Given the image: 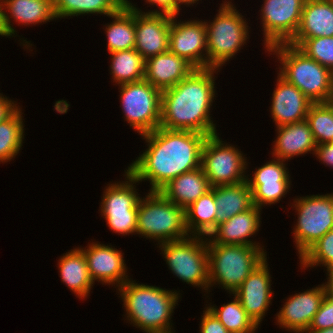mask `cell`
I'll return each mask as SVG.
<instances>
[{"mask_svg":"<svg viewBox=\"0 0 333 333\" xmlns=\"http://www.w3.org/2000/svg\"><path fill=\"white\" fill-rule=\"evenodd\" d=\"M211 22H206L207 68L220 69L249 39L248 22L231 1H223Z\"/></svg>","mask_w":333,"mask_h":333,"instance_id":"7","label":"cell"},{"mask_svg":"<svg viewBox=\"0 0 333 333\" xmlns=\"http://www.w3.org/2000/svg\"><path fill=\"white\" fill-rule=\"evenodd\" d=\"M269 52L280 61L279 74L296 86L313 103H324L332 93L333 72L297 47L280 43L269 47Z\"/></svg>","mask_w":333,"mask_h":333,"instance_id":"4","label":"cell"},{"mask_svg":"<svg viewBox=\"0 0 333 333\" xmlns=\"http://www.w3.org/2000/svg\"><path fill=\"white\" fill-rule=\"evenodd\" d=\"M306 121L317 145L333 142V113L325 103H313Z\"/></svg>","mask_w":333,"mask_h":333,"instance_id":"35","label":"cell"},{"mask_svg":"<svg viewBox=\"0 0 333 333\" xmlns=\"http://www.w3.org/2000/svg\"><path fill=\"white\" fill-rule=\"evenodd\" d=\"M275 86L270 112L276 127L306 120L313 102L279 74Z\"/></svg>","mask_w":333,"mask_h":333,"instance_id":"21","label":"cell"},{"mask_svg":"<svg viewBox=\"0 0 333 333\" xmlns=\"http://www.w3.org/2000/svg\"><path fill=\"white\" fill-rule=\"evenodd\" d=\"M212 189L202 167L172 179L160 192L171 202L186 209L199 197Z\"/></svg>","mask_w":333,"mask_h":333,"instance_id":"26","label":"cell"},{"mask_svg":"<svg viewBox=\"0 0 333 333\" xmlns=\"http://www.w3.org/2000/svg\"><path fill=\"white\" fill-rule=\"evenodd\" d=\"M169 51L184 58L195 69L207 68V30L202 20L171 18Z\"/></svg>","mask_w":333,"mask_h":333,"instance_id":"14","label":"cell"},{"mask_svg":"<svg viewBox=\"0 0 333 333\" xmlns=\"http://www.w3.org/2000/svg\"><path fill=\"white\" fill-rule=\"evenodd\" d=\"M110 56V74L115 85L144 79L145 60L135 49L111 52Z\"/></svg>","mask_w":333,"mask_h":333,"instance_id":"32","label":"cell"},{"mask_svg":"<svg viewBox=\"0 0 333 333\" xmlns=\"http://www.w3.org/2000/svg\"><path fill=\"white\" fill-rule=\"evenodd\" d=\"M194 69L184 58L167 51L145 61L144 79L163 91L177 85Z\"/></svg>","mask_w":333,"mask_h":333,"instance_id":"23","label":"cell"},{"mask_svg":"<svg viewBox=\"0 0 333 333\" xmlns=\"http://www.w3.org/2000/svg\"><path fill=\"white\" fill-rule=\"evenodd\" d=\"M305 333H333V327L322 330H307Z\"/></svg>","mask_w":333,"mask_h":333,"instance_id":"45","label":"cell"},{"mask_svg":"<svg viewBox=\"0 0 333 333\" xmlns=\"http://www.w3.org/2000/svg\"><path fill=\"white\" fill-rule=\"evenodd\" d=\"M150 5H156L159 9H154L153 11H147L145 13H160L170 16H177L179 11L182 10L181 7L175 2V0H146Z\"/></svg>","mask_w":333,"mask_h":333,"instance_id":"40","label":"cell"},{"mask_svg":"<svg viewBox=\"0 0 333 333\" xmlns=\"http://www.w3.org/2000/svg\"><path fill=\"white\" fill-rule=\"evenodd\" d=\"M159 248L174 275L186 284L209 292L207 237L190 235L161 243Z\"/></svg>","mask_w":333,"mask_h":333,"instance_id":"8","label":"cell"},{"mask_svg":"<svg viewBox=\"0 0 333 333\" xmlns=\"http://www.w3.org/2000/svg\"><path fill=\"white\" fill-rule=\"evenodd\" d=\"M209 292L219 285L233 294L250 273L261 264L267 253L263 247L207 243Z\"/></svg>","mask_w":333,"mask_h":333,"instance_id":"5","label":"cell"},{"mask_svg":"<svg viewBox=\"0 0 333 333\" xmlns=\"http://www.w3.org/2000/svg\"><path fill=\"white\" fill-rule=\"evenodd\" d=\"M112 22L105 24L107 51L109 53L135 49V9L127 2L118 12L109 16Z\"/></svg>","mask_w":333,"mask_h":333,"instance_id":"29","label":"cell"},{"mask_svg":"<svg viewBox=\"0 0 333 333\" xmlns=\"http://www.w3.org/2000/svg\"><path fill=\"white\" fill-rule=\"evenodd\" d=\"M297 223L293 238L300 258L315 242L333 229V192L293 199Z\"/></svg>","mask_w":333,"mask_h":333,"instance_id":"9","label":"cell"},{"mask_svg":"<svg viewBox=\"0 0 333 333\" xmlns=\"http://www.w3.org/2000/svg\"><path fill=\"white\" fill-rule=\"evenodd\" d=\"M200 0H175V2L181 7V5H186V6H190L193 4H196L197 2H199Z\"/></svg>","mask_w":333,"mask_h":333,"instance_id":"44","label":"cell"},{"mask_svg":"<svg viewBox=\"0 0 333 333\" xmlns=\"http://www.w3.org/2000/svg\"><path fill=\"white\" fill-rule=\"evenodd\" d=\"M220 69H194L174 87L162 91L160 126L189 130L206 136L217 134L210 110L215 99V76ZM217 71V72H216Z\"/></svg>","mask_w":333,"mask_h":333,"instance_id":"2","label":"cell"},{"mask_svg":"<svg viewBox=\"0 0 333 333\" xmlns=\"http://www.w3.org/2000/svg\"><path fill=\"white\" fill-rule=\"evenodd\" d=\"M331 327H333V298L325 295L307 330H322Z\"/></svg>","mask_w":333,"mask_h":333,"instance_id":"38","label":"cell"},{"mask_svg":"<svg viewBox=\"0 0 333 333\" xmlns=\"http://www.w3.org/2000/svg\"><path fill=\"white\" fill-rule=\"evenodd\" d=\"M333 36V0H306L299 29L290 45L298 47L305 39Z\"/></svg>","mask_w":333,"mask_h":333,"instance_id":"24","label":"cell"},{"mask_svg":"<svg viewBox=\"0 0 333 333\" xmlns=\"http://www.w3.org/2000/svg\"><path fill=\"white\" fill-rule=\"evenodd\" d=\"M260 17L266 50L296 35L306 0H263ZM266 45V46H265Z\"/></svg>","mask_w":333,"mask_h":333,"instance_id":"13","label":"cell"},{"mask_svg":"<svg viewBox=\"0 0 333 333\" xmlns=\"http://www.w3.org/2000/svg\"><path fill=\"white\" fill-rule=\"evenodd\" d=\"M333 113V96L330 95L324 102Z\"/></svg>","mask_w":333,"mask_h":333,"instance_id":"46","label":"cell"},{"mask_svg":"<svg viewBox=\"0 0 333 333\" xmlns=\"http://www.w3.org/2000/svg\"><path fill=\"white\" fill-rule=\"evenodd\" d=\"M284 160H270L263 166L255 168L252 178L246 181L252 191L254 206L262 209L265 205L276 204L291 188V179Z\"/></svg>","mask_w":333,"mask_h":333,"instance_id":"15","label":"cell"},{"mask_svg":"<svg viewBox=\"0 0 333 333\" xmlns=\"http://www.w3.org/2000/svg\"><path fill=\"white\" fill-rule=\"evenodd\" d=\"M19 106L8 118L0 123V163L10 162L23 146L24 122Z\"/></svg>","mask_w":333,"mask_h":333,"instance_id":"33","label":"cell"},{"mask_svg":"<svg viewBox=\"0 0 333 333\" xmlns=\"http://www.w3.org/2000/svg\"><path fill=\"white\" fill-rule=\"evenodd\" d=\"M59 276L69 289L81 300L89 296L94 285L88 272L87 261L83 251L77 247L58 260Z\"/></svg>","mask_w":333,"mask_h":333,"instance_id":"27","label":"cell"},{"mask_svg":"<svg viewBox=\"0 0 333 333\" xmlns=\"http://www.w3.org/2000/svg\"><path fill=\"white\" fill-rule=\"evenodd\" d=\"M300 269L333 266V229L315 242L300 258Z\"/></svg>","mask_w":333,"mask_h":333,"instance_id":"36","label":"cell"},{"mask_svg":"<svg viewBox=\"0 0 333 333\" xmlns=\"http://www.w3.org/2000/svg\"><path fill=\"white\" fill-rule=\"evenodd\" d=\"M233 301L221 307L207 304V308L219 319L230 333H255L258 326L248 316L239 299L233 294Z\"/></svg>","mask_w":333,"mask_h":333,"instance_id":"34","label":"cell"},{"mask_svg":"<svg viewBox=\"0 0 333 333\" xmlns=\"http://www.w3.org/2000/svg\"><path fill=\"white\" fill-rule=\"evenodd\" d=\"M56 18L86 14L110 16L118 12L127 0H53Z\"/></svg>","mask_w":333,"mask_h":333,"instance_id":"31","label":"cell"},{"mask_svg":"<svg viewBox=\"0 0 333 333\" xmlns=\"http://www.w3.org/2000/svg\"><path fill=\"white\" fill-rule=\"evenodd\" d=\"M331 95L333 96V77H332V93Z\"/></svg>","mask_w":333,"mask_h":333,"instance_id":"47","label":"cell"},{"mask_svg":"<svg viewBox=\"0 0 333 333\" xmlns=\"http://www.w3.org/2000/svg\"><path fill=\"white\" fill-rule=\"evenodd\" d=\"M12 19L24 26L56 20L53 0H0V27L6 37H16Z\"/></svg>","mask_w":333,"mask_h":333,"instance_id":"20","label":"cell"},{"mask_svg":"<svg viewBox=\"0 0 333 333\" xmlns=\"http://www.w3.org/2000/svg\"><path fill=\"white\" fill-rule=\"evenodd\" d=\"M113 247L92 242L85 249L79 248L85 255L88 272L94 283L98 281L103 285L116 286L118 289L130 278L127 275L124 253Z\"/></svg>","mask_w":333,"mask_h":333,"instance_id":"17","label":"cell"},{"mask_svg":"<svg viewBox=\"0 0 333 333\" xmlns=\"http://www.w3.org/2000/svg\"><path fill=\"white\" fill-rule=\"evenodd\" d=\"M135 9V50L147 59L169 51V31L172 16L160 13H145L131 1Z\"/></svg>","mask_w":333,"mask_h":333,"instance_id":"16","label":"cell"},{"mask_svg":"<svg viewBox=\"0 0 333 333\" xmlns=\"http://www.w3.org/2000/svg\"><path fill=\"white\" fill-rule=\"evenodd\" d=\"M216 204L214 187L185 209L189 235L208 237L215 229Z\"/></svg>","mask_w":333,"mask_h":333,"instance_id":"30","label":"cell"},{"mask_svg":"<svg viewBox=\"0 0 333 333\" xmlns=\"http://www.w3.org/2000/svg\"><path fill=\"white\" fill-rule=\"evenodd\" d=\"M124 119L141 135L154 131L161 122L162 91L145 79L118 85Z\"/></svg>","mask_w":333,"mask_h":333,"instance_id":"11","label":"cell"},{"mask_svg":"<svg viewBox=\"0 0 333 333\" xmlns=\"http://www.w3.org/2000/svg\"><path fill=\"white\" fill-rule=\"evenodd\" d=\"M276 128L277 138L274 141L272 157L288 161L294 156L315 153L317 144L306 120Z\"/></svg>","mask_w":333,"mask_h":333,"instance_id":"25","label":"cell"},{"mask_svg":"<svg viewBox=\"0 0 333 333\" xmlns=\"http://www.w3.org/2000/svg\"><path fill=\"white\" fill-rule=\"evenodd\" d=\"M327 271V282L323 283L325 295L333 298V266L326 269Z\"/></svg>","mask_w":333,"mask_h":333,"instance_id":"43","label":"cell"},{"mask_svg":"<svg viewBox=\"0 0 333 333\" xmlns=\"http://www.w3.org/2000/svg\"><path fill=\"white\" fill-rule=\"evenodd\" d=\"M136 234L154 239L157 245L187 238L185 209L160 191H149L138 203Z\"/></svg>","mask_w":333,"mask_h":333,"instance_id":"6","label":"cell"},{"mask_svg":"<svg viewBox=\"0 0 333 333\" xmlns=\"http://www.w3.org/2000/svg\"><path fill=\"white\" fill-rule=\"evenodd\" d=\"M17 102L0 93V123L8 118L17 108Z\"/></svg>","mask_w":333,"mask_h":333,"instance_id":"42","label":"cell"},{"mask_svg":"<svg viewBox=\"0 0 333 333\" xmlns=\"http://www.w3.org/2000/svg\"><path fill=\"white\" fill-rule=\"evenodd\" d=\"M297 48L333 72V36L308 38Z\"/></svg>","mask_w":333,"mask_h":333,"instance_id":"37","label":"cell"},{"mask_svg":"<svg viewBox=\"0 0 333 333\" xmlns=\"http://www.w3.org/2000/svg\"><path fill=\"white\" fill-rule=\"evenodd\" d=\"M216 204L215 228L234 215L254 207L252 191L247 181L234 185L214 187Z\"/></svg>","mask_w":333,"mask_h":333,"instance_id":"28","label":"cell"},{"mask_svg":"<svg viewBox=\"0 0 333 333\" xmlns=\"http://www.w3.org/2000/svg\"><path fill=\"white\" fill-rule=\"evenodd\" d=\"M204 309L199 324L200 333H230L206 306Z\"/></svg>","mask_w":333,"mask_h":333,"instance_id":"39","label":"cell"},{"mask_svg":"<svg viewBox=\"0 0 333 333\" xmlns=\"http://www.w3.org/2000/svg\"><path fill=\"white\" fill-rule=\"evenodd\" d=\"M125 181L105 186L100 213L110 230L122 235L136 234L137 212L140 196L136 189V178L126 169ZM135 184V185H133Z\"/></svg>","mask_w":333,"mask_h":333,"instance_id":"10","label":"cell"},{"mask_svg":"<svg viewBox=\"0 0 333 333\" xmlns=\"http://www.w3.org/2000/svg\"><path fill=\"white\" fill-rule=\"evenodd\" d=\"M117 292L126 311L125 320L134 327L145 333H175L171 318L180 299L179 291L138 284L130 278Z\"/></svg>","mask_w":333,"mask_h":333,"instance_id":"3","label":"cell"},{"mask_svg":"<svg viewBox=\"0 0 333 333\" xmlns=\"http://www.w3.org/2000/svg\"><path fill=\"white\" fill-rule=\"evenodd\" d=\"M261 210L254 206L219 224L209 234L207 243L262 247L259 242L248 239L259 231Z\"/></svg>","mask_w":333,"mask_h":333,"instance_id":"22","label":"cell"},{"mask_svg":"<svg viewBox=\"0 0 333 333\" xmlns=\"http://www.w3.org/2000/svg\"><path fill=\"white\" fill-rule=\"evenodd\" d=\"M147 147L127 170L138 182L149 181V191H160L179 175L201 167L206 135L158 127L141 135Z\"/></svg>","mask_w":333,"mask_h":333,"instance_id":"1","label":"cell"},{"mask_svg":"<svg viewBox=\"0 0 333 333\" xmlns=\"http://www.w3.org/2000/svg\"><path fill=\"white\" fill-rule=\"evenodd\" d=\"M267 258L259 264L233 293L248 316L259 327L273 300Z\"/></svg>","mask_w":333,"mask_h":333,"instance_id":"18","label":"cell"},{"mask_svg":"<svg viewBox=\"0 0 333 333\" xmlns=\"http://www.w3.org/2000/svg\"><path fill=\"white\" fill-rule=\"evenodd\" d=\"M314 155L319 162L333 168V142L317 145Z\"/></svg>","mask_w":333,"mask_h":333,"instance_id":"41","label":"cell"},{"mask_svg":"<svg viewBox=\"0 0 333 333\" xmlns=\"http://www.w3.org/2000/svg\"><path fill=\"white\" fill-rule=\"evenodd\" d=\"M324 296L322 284L291 295L275 315L277 325L290 332L305 333L319 310Z\"/></svg>","mask_w":333,"mask_h":333,"instance_id":"19","label":"cell"},{"mask_svg":"<svg viewBox=\"0 0 333 333\" xmlns=\"http://www.w3.org/2000/svg\"><path fill=\"white\" fill-rule=\"evenodd\" d=\"M218 134L207 136L202 148L201 167L211 186L246 181L248 161L245 155L237 147L222 141Z\"/></svg>","mask_w":333,"mask_h":333,"instance_id":"12","label":"cell"},{"mask_svg":"<svg viewBox=\"0 0 333 333\" xmlns=\"http://www.w3.org/2000/svg\"><path fill=\"white\" fill-rule=\"evenodd\" d=\"M0 36L4 37L2 31H1V27H0Z\"/></svg>","mask_w":333,"mask_h":333,"instance_id":"48","label":"cell"}]
</instances>
